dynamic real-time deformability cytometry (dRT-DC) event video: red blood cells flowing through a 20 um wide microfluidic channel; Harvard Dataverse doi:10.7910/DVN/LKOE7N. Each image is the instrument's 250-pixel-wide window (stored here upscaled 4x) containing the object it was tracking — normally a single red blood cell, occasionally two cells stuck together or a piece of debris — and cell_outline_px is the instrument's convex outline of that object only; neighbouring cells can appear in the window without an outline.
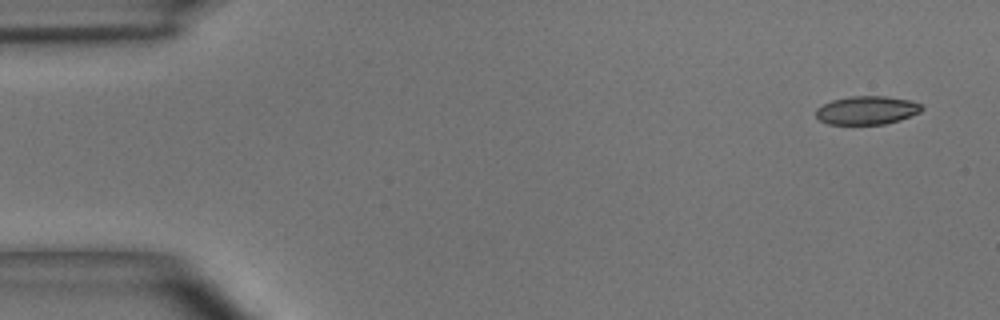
{"species": "common noctule bat (a hibernating species)", "species_latin": "Nyctalus noctula", "temperature_condition": "room temperature", "stored_images_in_passage": 4, "camera_frame_rate_fps": 3000, "um_per_image_px": 0.085, "animal": {"sex": "male", "body_mass_g": 15.6}, "frame": {"image": 1, "passage_image": 1, "time_ms": 0.0, "image_size_px": [1000, 320], "cell_outline_px": [[924, 108], [920, 112], [900, 120], [884, 124], [828, 124], [820, 120], [816, 116], [816, 108], [832, 100], [852, 96], [884, 96], [908, 100], [920, 104]], "centroid_in_image_um": [73.67, 9.37], "position_along_channel_um": 11.3, "area_um2": 17.4}}
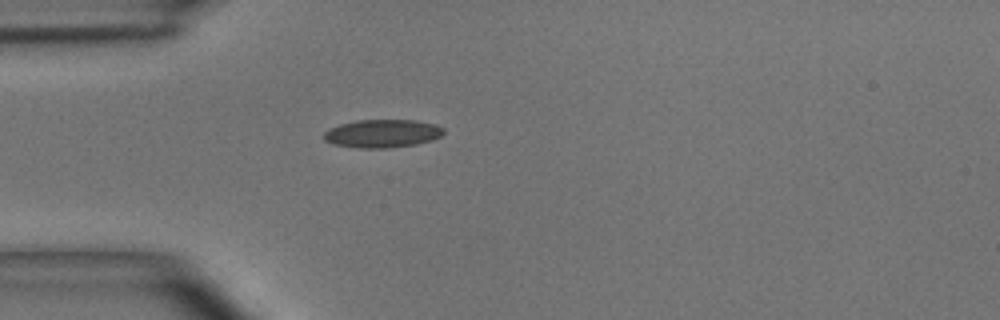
{"frame": {"image": 2, "passage_image": 4, "time_ms": 1.0, "image_size_px": [1000, 320], "cell_outline_px": [[444, 132], [440, 136], [432, 140], [416, 144], [388, 148], [360, 148], [332, 144], [324, 140], [324, 132], [328, 128], [340, 124], [356, 120], [416, 120], [436, 124], [444, 128]], "centroid_in_image_um": [32.49, 11.34], "position_along_channel_um": 52.5, "area_um2": 19.77}}